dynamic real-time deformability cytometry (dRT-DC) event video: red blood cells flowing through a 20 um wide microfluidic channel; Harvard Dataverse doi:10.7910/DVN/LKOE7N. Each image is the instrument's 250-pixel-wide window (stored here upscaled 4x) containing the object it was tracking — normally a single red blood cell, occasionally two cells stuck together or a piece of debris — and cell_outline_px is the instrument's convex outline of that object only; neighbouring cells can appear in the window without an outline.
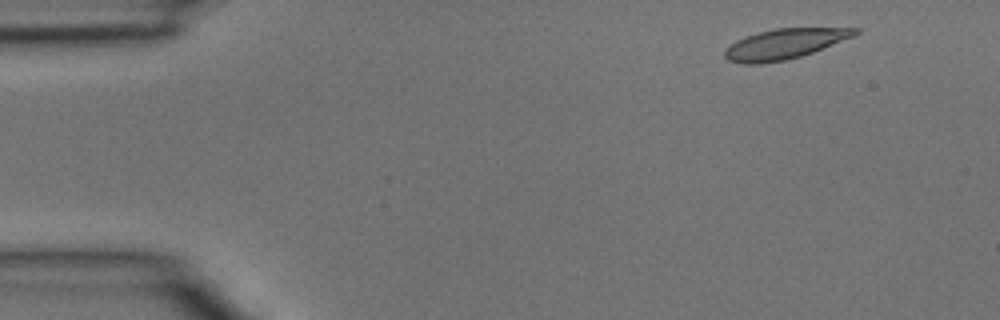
{"species": "common noctule bat (a hibernating species)", "species_latin": "Nyctalus noctula", "temperature_condition": "room temperature", "stored_images_in_passage": 3, "camera_frame_rate_fps": 3000, "um_per_image_px": 0.085, "animal": {"sex": "male", "body_mass_g": 15.6}, "frame": {"image": 1, "passage_image": 1, "time_ms": 0.0, "image_size_px": [1000, 320], "cell_outline_px": [[860, 32], [856, 36], [812, 52], [800, 56], [784, 60], [760, 64], [744, 64], [728, 60], [724, 56], [724, 52], [736, 40], [760, 32], [776, 28], [860, 28]], "centroid_in_image_um": [66.73, 3.73], "position_along_channel_um": 18.3, "area_um2": 22.66}}